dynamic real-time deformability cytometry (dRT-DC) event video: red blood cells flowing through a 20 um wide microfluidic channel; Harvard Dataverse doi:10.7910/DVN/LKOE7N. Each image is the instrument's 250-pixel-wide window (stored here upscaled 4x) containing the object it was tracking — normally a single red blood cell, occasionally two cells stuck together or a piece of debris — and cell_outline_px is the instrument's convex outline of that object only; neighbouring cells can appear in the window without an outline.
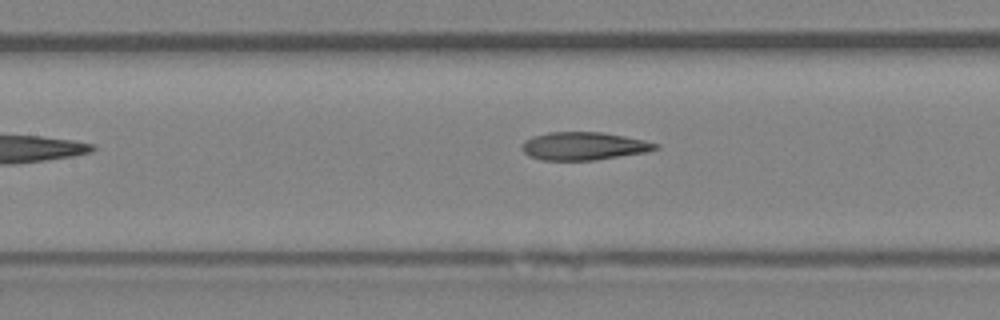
{"species": "Egyptian fruit bat (a non-hibernating species)", "species_latin": "Rousettus aegyptiacus", "temperature_condition": "room temperature", "stored_images_in_passage": 5, "camera_frame_rate_fps": 3000, "um_per_image_px": 0.085, "animal": {"sex": "female"}, "frame": {"image": 1, "passage_image": 4, "time_ms": 3.667, "image_size_px": [1000, 320], "cell_outline_px": [[660, 148], [648, 152], [596, 160], [540, 160], [528, 156], [520, 148], [520, 144], [524, 140], [532, 136], [548, 132], [604, 132], [644, 140], [660, 144]], "centroid_in_image_um": [49.61, 12.41], "position_along_channel_um": 157.8, "area_um2": 22.14}}
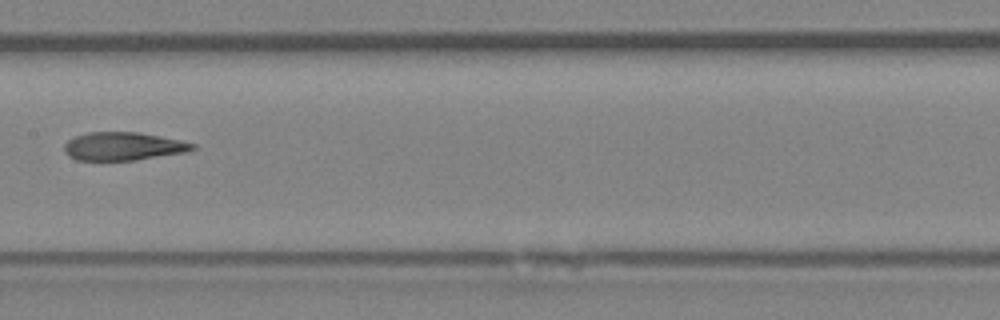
{"frame": {"image": 2, "passage_image": 5, "time_ms": 4.667, "image_size_px": [1000, 320], "cell_outline_px": [[196, 148], [184, 152], [136, 160], [76, 160], [68, 156], [64, 152], [64, 144], [68, 140], [76, 136], [88, 132], [140, 132], [180, 140], [196, 144]], "centroid_in_image_um": [10.45, 12.43], "position_along_channel_um": 197.0, "area_um2": 21.04}}